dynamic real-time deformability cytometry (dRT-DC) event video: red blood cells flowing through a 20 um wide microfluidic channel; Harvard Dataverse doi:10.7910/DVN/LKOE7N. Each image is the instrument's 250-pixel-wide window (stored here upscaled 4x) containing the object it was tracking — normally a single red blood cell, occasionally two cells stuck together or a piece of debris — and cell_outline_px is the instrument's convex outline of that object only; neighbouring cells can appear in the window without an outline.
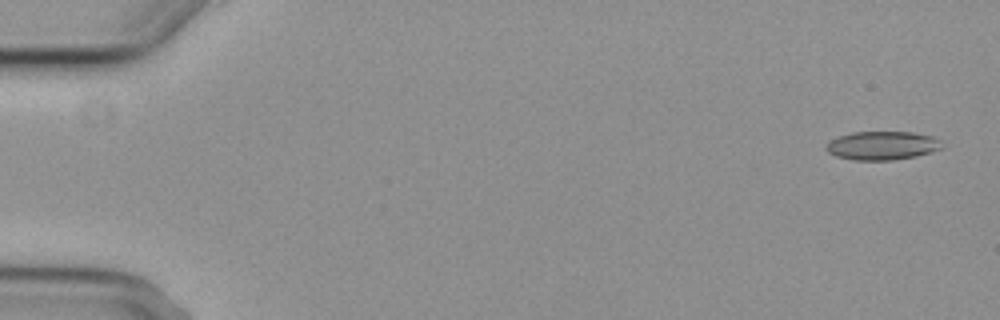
{"species": "common noctule bat (a hibernating species)", "species_latin": "Nyctalus noctula", "temperature_condition": "cold", "stored_images_in_passage": 6, "segment_of_instrument_passage": [1, 2], "camera_frame_rate_fps": 3000, "um_per_image_px": 0.085, "animal": {"sex": "female", "body_mass_g": 29.2, "forearm_length_mm": 56.3}, "frame": {"image": 1, "passage_image": 1, "time_ms": 0.0, "image_size_px": [1000, 320], "cell_outline_px": [[944, 148], [932, 152], [916, 156], [892, 160], [856, 160], [836, 156], [828, 152], [824, 148], [828, 140], [852, 132], [912, 132], [932, 136], [940, 140]], "centroid_in_image_um": [74.99, 12.37], "position_along_channel_um": 10.0, "area_um2": 19.42}}